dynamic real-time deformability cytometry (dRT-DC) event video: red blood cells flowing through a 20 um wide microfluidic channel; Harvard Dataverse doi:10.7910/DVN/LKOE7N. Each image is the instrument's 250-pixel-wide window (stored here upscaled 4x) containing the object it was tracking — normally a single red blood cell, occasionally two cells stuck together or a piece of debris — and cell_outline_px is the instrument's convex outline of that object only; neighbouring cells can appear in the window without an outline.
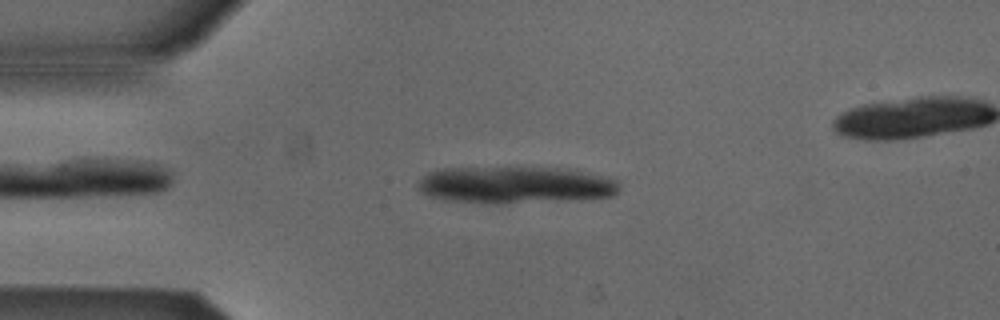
{"species": "Egyptian fruit bat (a non-hibernating species)", "species_latin": "Rousettus aegyptiacus", "temperature_condition": "cold", "stored_images_in_passage": 9, "camera_frame_rate_fps": 3000, "um_per_image_px": 0.085, "animal": {"sex": "male"}, "frame": {"image": 1, "passage_image": 4, "time_ms": 1.0, "image_size_px": [1000, 320], "cell_outline_px": [[620, 188], [612, 196], [516, 200], [444, 200], [428, 196], [420, 192], [416, 188], [416, 184], [428, 172], [444, 168], [572, 168], [608, 176], [620, 180]], "centroid_in_image_um": [43.8, 15.64], "position_along_channel_um": 41.2, "area_um2": 41.44}}